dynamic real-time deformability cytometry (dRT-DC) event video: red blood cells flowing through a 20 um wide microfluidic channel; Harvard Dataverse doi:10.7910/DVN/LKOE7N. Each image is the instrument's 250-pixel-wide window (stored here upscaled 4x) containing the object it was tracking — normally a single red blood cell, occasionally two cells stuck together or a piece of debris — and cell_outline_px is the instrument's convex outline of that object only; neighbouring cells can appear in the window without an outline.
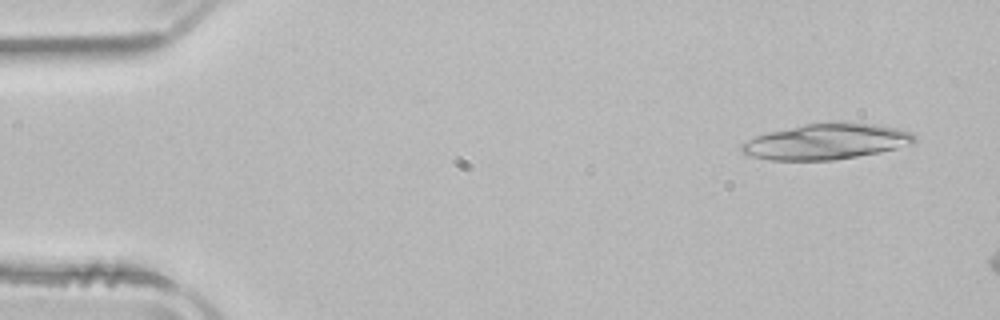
{"species": "common noctule bat (a hibernating species)", "species_latin": "Nyctalus noctula", "temperature_condition": "room temperature", "stored_images_in_passage": 9, "camera_frame_rate_fps": 3000, "um_per_image_px": 0.085, "animal": {"sex": "male", "body_mass_g": 21.5, "forearm_length_mm": 52.0}, "frame": {"image": 1, "passage_image": 3, "time_ms": 0.667, "image_size_px": [1000, 320], "cell_outline_px": [[916, 140], [912, 144], [880, 152], [836, 160], [768, 160], [748, 156], [740, 152], [740, 144], [756, 136], [768, 132], [804, 124], [876, 124], [896, 128], [912, 132], [916, 136]], "centroid_in_image_um": [70.2, 12.06], "position_along_channel_um": 14.8, "area_um2": 35.55}}